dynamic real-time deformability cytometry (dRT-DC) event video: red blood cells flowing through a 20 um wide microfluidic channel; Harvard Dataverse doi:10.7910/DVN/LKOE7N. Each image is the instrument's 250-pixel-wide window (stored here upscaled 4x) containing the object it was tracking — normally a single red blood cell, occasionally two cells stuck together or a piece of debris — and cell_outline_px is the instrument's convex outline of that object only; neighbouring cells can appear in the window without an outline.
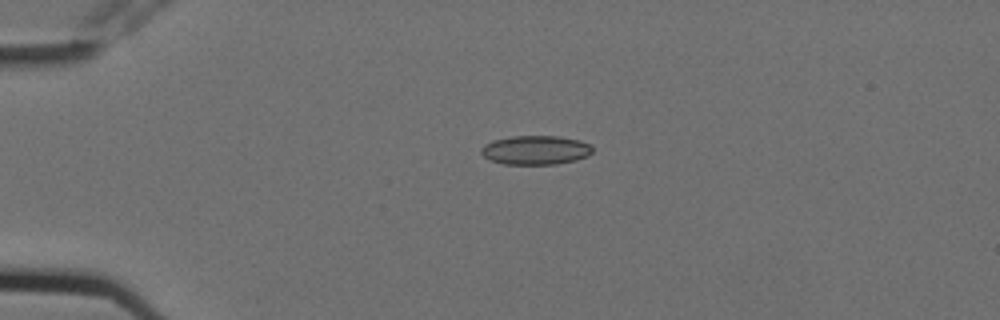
{"species": "Egyptian fruit bat (a non-hibernating species)", "species_latin": "Rousettus aegyptiacus", "temperature_condition": "cold", "stored_images_in_passage": 2, "camera_frame_rate_fps": 3000, "um_per_image_px": 0.085, "animal": {"sex": "female"}, "frame": {"image": 1, "passage_image": 1, "time_ms": 0.0, "image_size_px": [1000, 320], "cell_outline_px": [[592, 152], [588, 156], [576, 160], [556, 164], [504, 164], [488, 160], [480, 152], [480, 148], [484, 144], [492, 140], [512, 136], [560, 136], [580, 140], [588, 144], [592, 148]], "centroid_in_image_um": [45.49, 12.75], "position_along_channel_um": 39.5, "area_um2": 19.02}}